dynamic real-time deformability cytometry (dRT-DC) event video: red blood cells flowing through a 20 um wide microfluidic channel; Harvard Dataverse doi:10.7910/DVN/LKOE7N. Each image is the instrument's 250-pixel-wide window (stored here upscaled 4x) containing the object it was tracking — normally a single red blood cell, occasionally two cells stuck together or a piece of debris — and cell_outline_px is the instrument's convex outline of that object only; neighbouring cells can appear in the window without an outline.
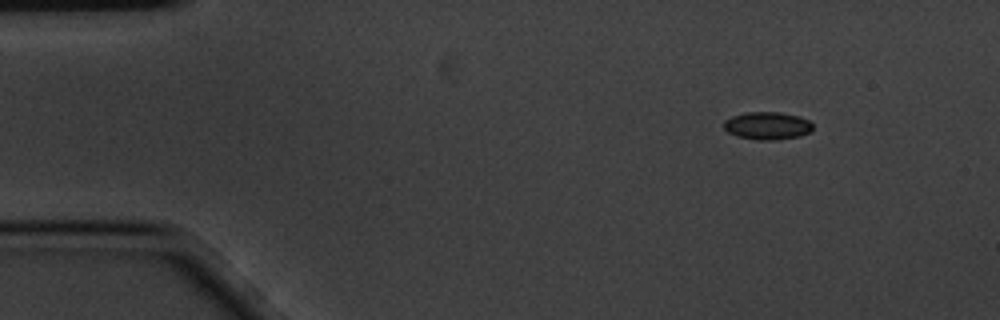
{"species": "common noctule bat (a hibernating species)", "species_latin": "Nyctalus noctula", "temperature_condition": "cold", "stored_images_in_passage": 5, "camera_frame_rate_fps": 3000, "um_per_image_px": 0.085, "animal": {"sex": "male", "body_mass_g": 20.1, "forearm_length_mm": 53.5}, "frame": {"image": 1, "passage_image": 2, "time_ms": 0.333, "image_size_px": [1000, 320], "cell_outline_px": [[812, 132], [800, 136], [772, 140], [756, 140], [736, 136], [728, 132], [724, 128], [724, 120], [732, 116], [744, 112], [780, 112], [800, 116], [808, 120], [812, 124]], "centroid_in_image_um": [65.22, 10.68], "position_along_channel_um": 19.8, "area_um2": 14.51}}